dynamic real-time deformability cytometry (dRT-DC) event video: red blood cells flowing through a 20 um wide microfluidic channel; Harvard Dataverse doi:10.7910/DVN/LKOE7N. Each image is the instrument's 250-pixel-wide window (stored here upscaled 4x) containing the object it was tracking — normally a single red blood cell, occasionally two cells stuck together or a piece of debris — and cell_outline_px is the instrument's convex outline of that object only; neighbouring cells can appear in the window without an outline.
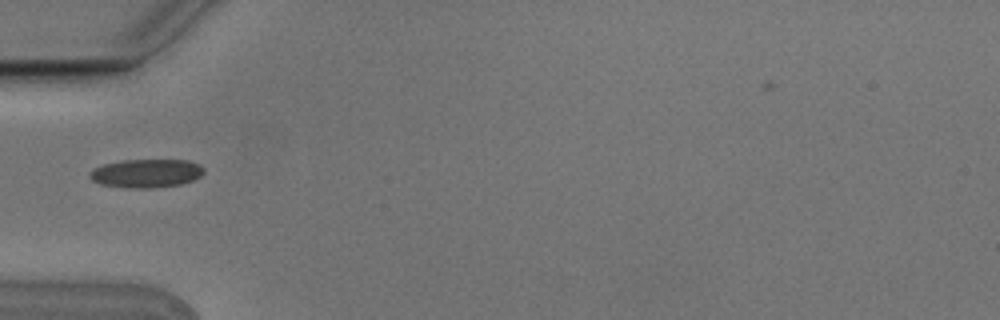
{"species": "Egyptian fruit bat (a non-hibernating species)", "species_latin": "Rousettus aegyptiacus", "temperature_condition": "cold", "stored_images_in_passage": 5, "camera_frame_rate_fps": 3000, "um_per_image_px": 0.085, "animal": {"sex": "male"}, "frame": {"image": 1, "passage_image": 1, "time_ms": 0.0, "image_size_px": [1000, 320], "cell_outline_px": [[204, 172], [200, 176], [192, 180], [180, 184], [148, 188], [132, 188], [100, 184], [92, 180], [88, 176], [88, 172], [92, 168], [104, 164], [124, 160], [188, 160], [200, 164], [204, 168]], "centroid_in_image_um": [12.41, 14.72], "position_along_channel_um": 72.6, "area_um2": 18.96}}
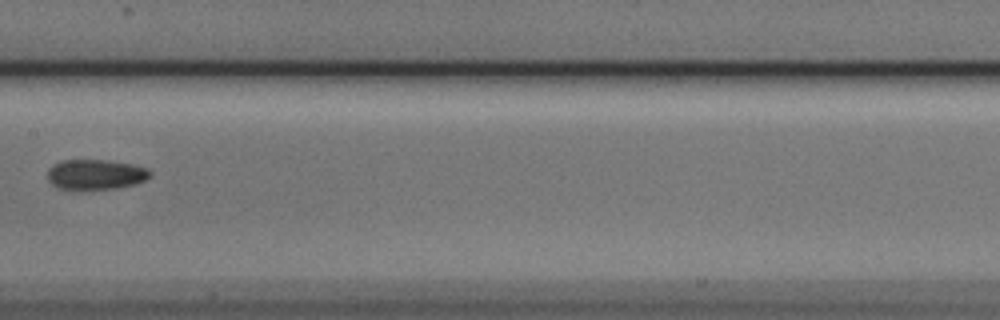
{"frame": {"image": 2, "passage_image": 4, "time_ms": 1.0, "image_size_px": [1000, 320], "cell_outline_px": [[152, 176], [136, 184], [116, 188], [60, 188], [52, 184], [48, 180], [48, 168], [64, 160], [108, 160], [132, 164], [148, 168], [152, 172]], "centroid_in_image_um": [8.18, 14.81], "position_along_channel_um": 199.2, "area_um2": 17.74}}
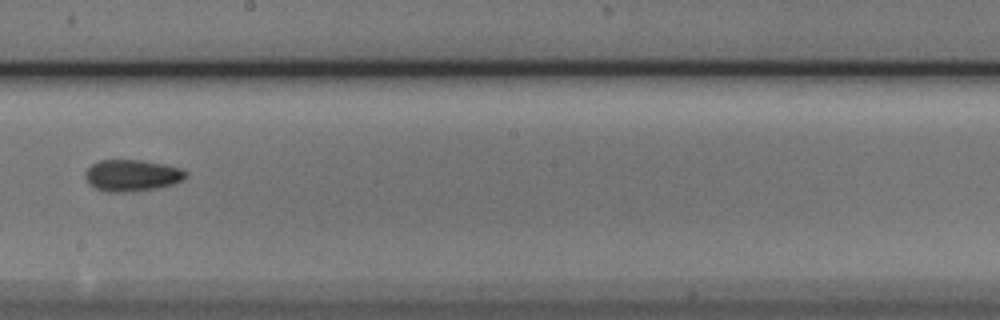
{"frame": {"image": 3, "passage_image": 5, "time_ms": 1.333, "image_size_px": [1000, 320], "cell_outline_px": [[188, 176], [184, 180], [172, 184], [156, 188], [128, 192], [108, 192], [96, 188], [88, 184], [84, 176], [84, 172], [92, 164], [100, 160], [140, 160], [164, 164], [180, 168], [188, 172]], "centroid_in_image_um": [11.22, 14.91], "position_along_channel_um": 237.0, "area_um2": 18.61}}